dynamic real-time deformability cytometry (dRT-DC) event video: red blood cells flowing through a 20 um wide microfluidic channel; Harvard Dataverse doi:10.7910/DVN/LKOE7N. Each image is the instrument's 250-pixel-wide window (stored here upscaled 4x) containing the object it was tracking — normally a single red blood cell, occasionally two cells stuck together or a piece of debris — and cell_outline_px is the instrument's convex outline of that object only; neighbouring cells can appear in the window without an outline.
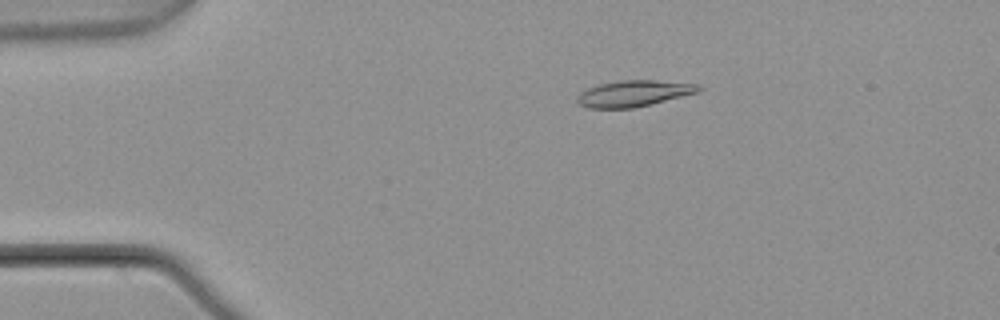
{"species": "common noctule bat (a hibernating species)", "species_latin": "Nyctalus noctula", "temperature_condition": "warm", "stored_images_in_passage": 6, "camera_frame_rate_fps": 3000, "um_per_image_px": 0.085, "animal": {"sex": "male", "body_mass_g": 21.5, "forearm_length_mm": 52.0}, "frame": {"image": 1, "passage_image": 3, "time_ms": 0.667, "image_size_px": [1000, 320], "cell_outline_px": [[704, 88], [700, 92], [632, 108], [588, 108], [580, 104], [576, 100], [576, 96], [580, 92], [596, 84], [620, 80], [652, 80], [700, 84]], "centroid_in_image_um": [53.87, 7.93], "position_along_channel_um": 31.1, "area_um2": 18.61}}
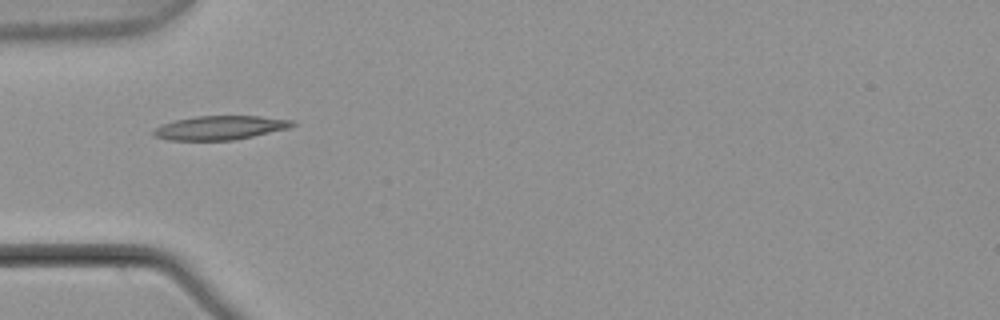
{"frame": {"image": 2, "passage_image": 5, "time_ms": 1.333, "image_size_px": [1000, 320], "cell_outline_px": [[296, 124], [288, 128], [252, 136], [232, 140], [168, 140], [156, 136], [152, 132], [160, 124], [176, 120], [196, 116], [260, 116], [292, 120]], "centroid_in_image_um": [18.69, 10.85], "position_along_channel_um": 66.3, "area_um2": 19.13}}
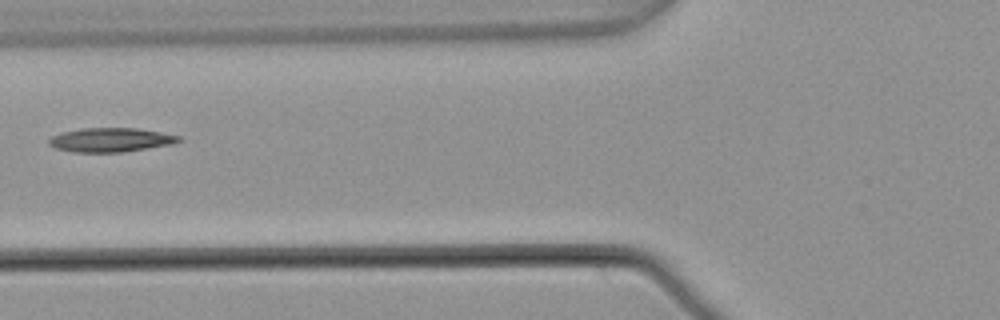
{"frame": {"image": 3, "passage_image": 6, "time_ms": 1.667, "image_size_px": [1000, 320], "cell_outline_px": [[184, 140], [172, 144], [124, 152], [72, 152], [56, 148], [48, 144], [48, 140], [52, 136], [60, 132], [80, 128], [136, 128], [160, 132], [180, 136]], "centroid_in_image_um": [9.4, 11.89], "position_along_channel_um": 116.4, "area_um2": 18.32}}